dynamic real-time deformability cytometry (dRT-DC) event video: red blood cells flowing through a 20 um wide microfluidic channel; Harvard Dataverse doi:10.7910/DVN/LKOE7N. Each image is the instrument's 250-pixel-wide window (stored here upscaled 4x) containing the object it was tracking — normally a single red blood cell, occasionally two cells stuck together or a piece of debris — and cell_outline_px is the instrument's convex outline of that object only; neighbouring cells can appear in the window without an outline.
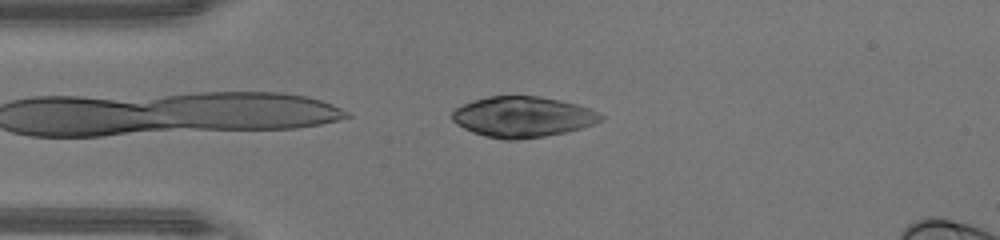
{"species": "human", "species_latin": "Homo sapiens", "temperature_condition": "warm", "stored_images_in_passage": 36, "camera_frame_rate_fps": 3000, "um_per_image_px": 0.085, "donor": {"sex": "male"}, "frame": {"image": 1, "passage_image": 1, "time_ms": 0.0, "image_size_px": [1000, 240], "cell_outline_px": [[604, 116], [600, 120], [592, 124], [580, 128], [564, 132], [544, 136], [516, 140], [504, 140], [484, 136], [472, 132], [456, 124], [452, 120], [452, 112], [456, 108], [472, 100], [488, 96], [540, 96], [560, 100], [576, 104], [588, 108]], "centroid_in_image_um": [44.37, 9.93], "position_along_channel_um": 40.6, "area_um2": 35.03}}
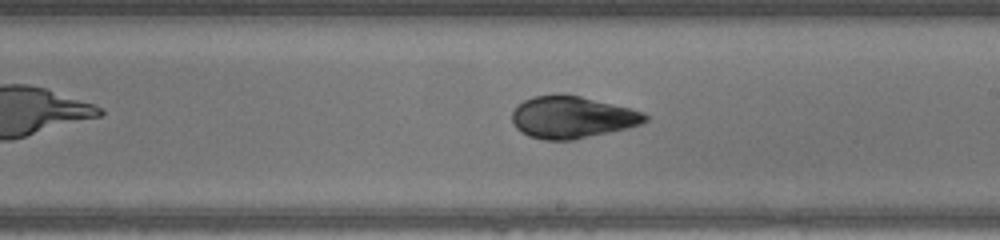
{"frame": {"image": 2, "passage_image": 16, "time_ms": 5.0, "image_size_px": [1000, 240], "cell_outline_px": [[648, 120], [640, 124], [628, 128], [572, 140], [544, 140], [528, 136], [520, 132], [516, 128], [512, 120], [512, 112], [524, 100], [532, 96], [564, 92], [644, 112], [648, 116]], "centroid_in_image_um": [48.6, 9.95], "position_along_channel_um": 240.4, "area_um2": 32.71}}
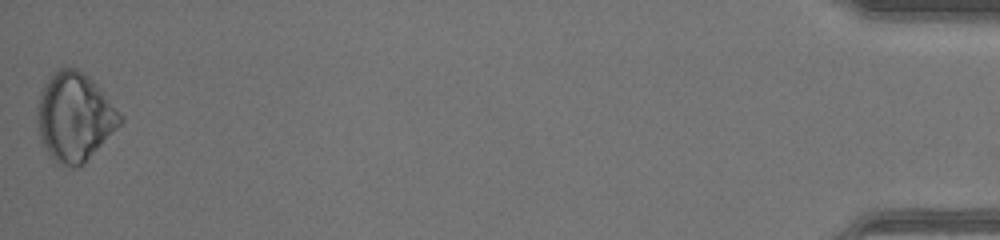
{"frame": {"image": 3, "passage_image": 36, "time_ms": 11.667, "image_size_px": [1000, 240], "cell_outline_px": [[124, 120], [84, 164], [80, 168], [76, 168], [60, 164], [52, 160], [48, 156], [40, 140], [36, 116], [36, 108], [40, 92], [48, 76], [52, 72], [60, 68], [76, 68], [84, 72], [100, 88], [124, 116]], "centroid_in_image_um": [6.31, 9.95], "position_along_channel_um": 428.9, "area_um2": 43.29}, "authors_computed_cell_mechanics": {"area_um2": 32.8304, "velocity_mm_per_s": 4.4206, "shape_relaxation_time_tau1_ms": 4.3439, "shape_relaxation_time_tau2_ms": 1.2659, "deformation_change_tau1": 0.1813, "deformation_change_tau2": 0.0285}}